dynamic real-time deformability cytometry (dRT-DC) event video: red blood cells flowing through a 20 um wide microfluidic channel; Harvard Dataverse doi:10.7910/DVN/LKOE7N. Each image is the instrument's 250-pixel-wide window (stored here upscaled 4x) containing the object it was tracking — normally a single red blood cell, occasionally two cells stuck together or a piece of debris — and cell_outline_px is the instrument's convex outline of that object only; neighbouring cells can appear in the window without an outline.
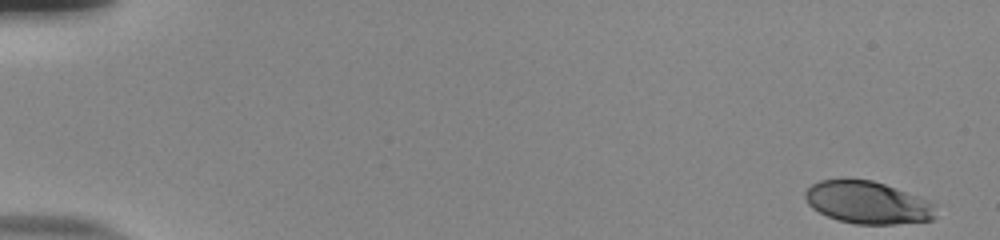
{"species": "human", "species_latin": "Homo sapiens", "temperature_condition": "room temperature", "stored_images_in_passage": 53, "camera_frame_rate_fps": 3000, "um_per_image_px": 0.085, "donor": {"sex": "male"}, "frame": {"image": 1, "passage_image": 1, "time_ms": 0.0, "image_size_px": [1000, 240], "cell_outline_px": [[936, 216], [932, 220], [896, 224], [856, 224], [840, 220], [828, 216], [812, 208], [808, 204], [804, 196], [804, 192], [812, 184], [820, 180], [844, 176], [872, 180], [920, 196], [936, 204]], "centroid_in_image_um": [73.75, 17.18], "position_along_channel_um": 11.3, "area_um2": 33.0}}
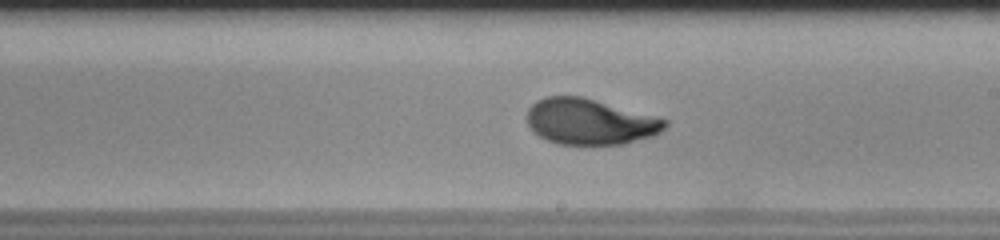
{"frame": {"image": 2, "passage_image": 32, "time_ms": 10.333, "image_size_px": [1000, 240], "cell_outline_px": [[668, 124], [660, 132], [652, 136], [624, 144], [560, 144], [548, 140], [540, 136], [528, 124], [528, 108], [536, 100], [548, 96], [580, 96], [656, 116], [668, 120]], "centroid_in_image_um": [50.16, 10.34], "position_along_channel_um": 238.8, "area_um2": 36.47}}
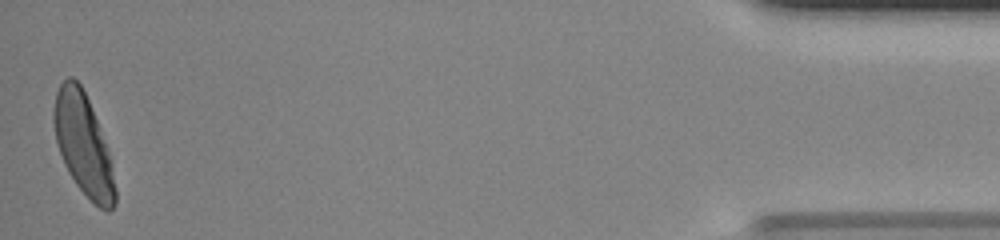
{"frame": {"image": 3, "passage_image": 53, "time_ms": 17.333, "image_size_px": [1000, 240], "cell_outline_px": [[116, 204], [108, 212], [100, 208], [76, 184], [68, 172], [64, 164], [56, 140], [52, 120], [52, 112], [56, 92], [60, 84], [68, 76], [72, 76], [80, 84], [88, 100], [96, 120], [108, 152], [112, 164], [116, 192]], "centroid_in_image_um": [7.06, 12.28], "position_along_channel_um": 428.1, "area_um2": 35.72}, "authors_computed_cell_mechanics": {"area_um2": 36.5296, "velocity_mm_per_s": 3.8416, "shape_relaxation_time_tau1_ms": 5.6193, "shape_relaxation_time_tau2_ms": null, "deformation_change_tau1": 0.2336, "deformation_change_tau2": null}}